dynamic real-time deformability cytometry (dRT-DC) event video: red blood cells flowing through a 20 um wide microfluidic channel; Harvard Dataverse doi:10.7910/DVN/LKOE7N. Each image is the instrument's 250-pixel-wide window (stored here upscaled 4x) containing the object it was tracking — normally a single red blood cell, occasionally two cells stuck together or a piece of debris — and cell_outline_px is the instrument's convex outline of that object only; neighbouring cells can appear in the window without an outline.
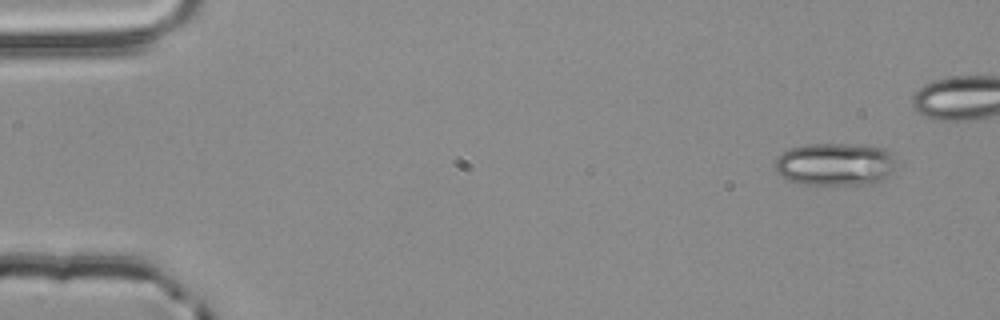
{"species": "common noctule bat (a hibernating species)", "species_latin": "Nyctalus noctula", "temperature_condition": "room temperature", "stored_images_in_passage": 4, "camera_frame_rate_fps": 3000, "um_per_image_px": 0.085, "animal": {"sex": "male", "body_mass_g": 20.4}, "frame": {"image": 1, "passage_image": 1, "time_ms": 0.0, "image_size_px": [1000, 320], "cell_outline_px": [[896, 156], [892, 168], [876, 184], [800, 184], [788, 180], [780, 176], [776, 172], [776, 160], [784, 152], [792, 148], [804, 144], [852, 144], [884, 148]], "centroid_in_image_um": [70.96, 13.96], "position_along_channel_um": 14.0, "area_um2": 29.94}}